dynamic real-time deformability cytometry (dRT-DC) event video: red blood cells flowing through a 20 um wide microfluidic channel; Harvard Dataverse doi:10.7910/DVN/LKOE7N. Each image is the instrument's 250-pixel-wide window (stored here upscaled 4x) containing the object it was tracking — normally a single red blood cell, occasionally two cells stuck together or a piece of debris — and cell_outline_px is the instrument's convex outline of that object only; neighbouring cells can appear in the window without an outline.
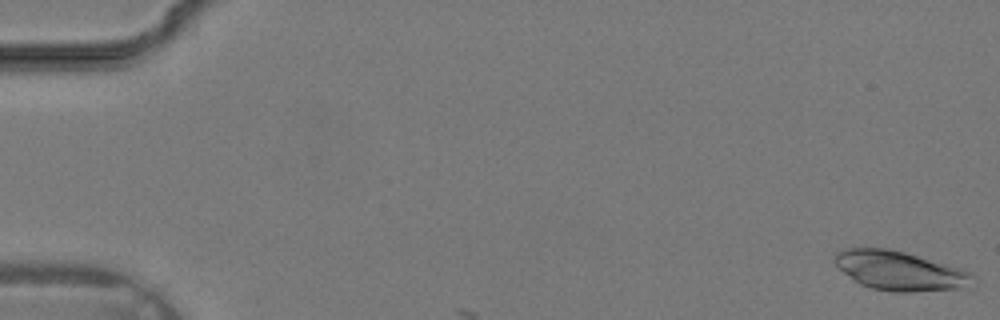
{"species": "common noctule bat (a hibernating species)", "species_latin": "Nyctalus noctula", "temperature_condition": "warm", "stored_images_in_passage": 4, "camera_frame_rate_fps": 3000, "um_per_image_px": 0.085, "animal": {"sex": "male", "body_mass_g": 19.2, "forearm_length_mm": 51.8}, "frame": {"image": 1, "passage_image": 1, "time_ms": 0.0, "image_size_px": [1000, 320], "cell_outline_px": [[976, 284], [960, 288], [912, 292], [892, 292], [872, 288], [860, 284], [844, 272], [832, 260], [836, 252], [844, 248], [888, 248], [904, 252], [960, 268], [972, 272], [976, 280]], "centroid_in_image_um": [76.5, 23.02], "position_along_channel_um": 8.5, "area_um2": 31.56}}